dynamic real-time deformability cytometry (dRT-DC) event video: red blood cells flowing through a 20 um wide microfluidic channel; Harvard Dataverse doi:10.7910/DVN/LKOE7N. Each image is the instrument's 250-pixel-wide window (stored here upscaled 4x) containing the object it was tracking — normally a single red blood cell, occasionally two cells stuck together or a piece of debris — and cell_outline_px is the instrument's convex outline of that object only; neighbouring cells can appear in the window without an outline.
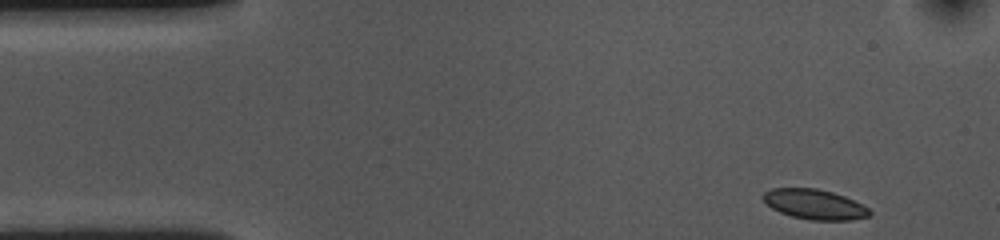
{"species": "common noctule bat (a hibernating species)", "species_latin": "Nyctalus noctula", "temperature_condition": "cold", "stored_images_in_passage": 51, "camera_frame_rate_fps": 3000, "um_per_image_px": 0.085, "animal": {"sex": "female", "body_mass_g": 10.0, "forearm_length_mm": 53.1}, "frame": {"image": 1, "passage_image": 1, "time_ms": 0.0, "image_size_px": [1000, 240], "cell_outline_px": [[872, 212], [868, 216], [852, 220], [812, 220], [792, 216], [780, 212], [772, 208], [760, 196], [764, 192], [772, 188], [816, 188], [832, 192], [844, 196], [868, 208]], "centroid_in_image_um": [69.21, 17.36], "position_along_channel_um": 15.8, "area_um2": 18.44}}
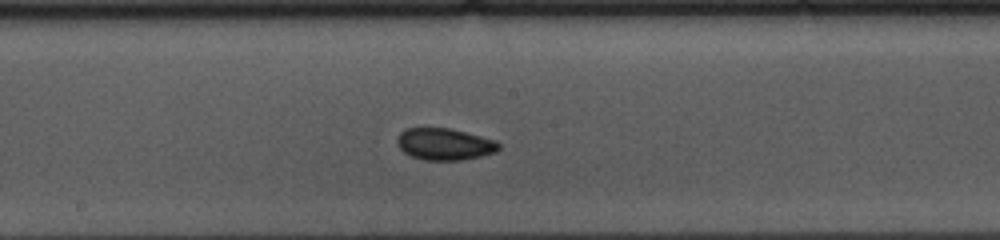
{"frame": {"image": 2, "passage_image": 24, "time_ms": 7.667, "image_size_px": [1000, 240], "cell_outline_px": [[500, 148], [496, 152], [464, 160], [424, 160], [412, 156], [404, 152], [396, 144], [396, 140], [400, 132], [404, 128], [448, 128], [496, 140], [500, 144]], "centroid_in_image_um": [37.77, 12.25], "position_along_channel_um": 210.4, "area_um2": 18.84}}
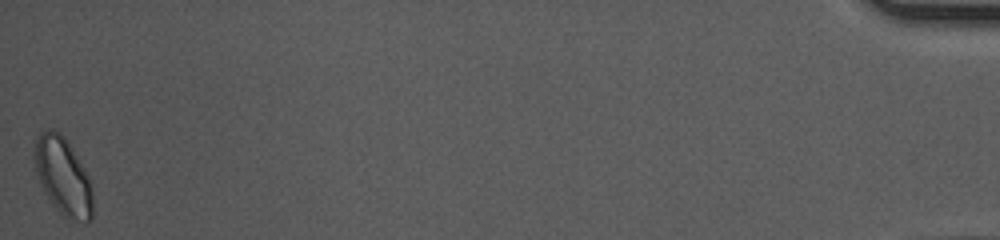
{"frame": {"image": 3, "passage_image": 51, "time_ms": 16.667, "image_size_px": [1000, 240], "cell_outline_px": [[92, 216], [84, 224], [68, 220], [52, 204], [44, 192], [40, 184], [36, 172], [32, 156], [32, 152], [36, 136], [40, 132], [48, 128], [52, 128], [60, 132], [64, 136], [72, 148], [84, 168], [88, 176], [92, 188]], "centroid_in_image_um": [5.32, 14.97], "position_along_channel_um": 429.9, "area_um2": 26.88}, "authors_computed_cell_mechanics": {"area_um2": 18.6116, "velocity_mm_per_s": 3.5784, "shape_relaxation_time_tau1_ms": 2.9022, "shape_relaxation_time_tau2_ms": 3.5858, "deformation_change_tau1": 0.0577, "deformation_change_tau2": 0.0601}}